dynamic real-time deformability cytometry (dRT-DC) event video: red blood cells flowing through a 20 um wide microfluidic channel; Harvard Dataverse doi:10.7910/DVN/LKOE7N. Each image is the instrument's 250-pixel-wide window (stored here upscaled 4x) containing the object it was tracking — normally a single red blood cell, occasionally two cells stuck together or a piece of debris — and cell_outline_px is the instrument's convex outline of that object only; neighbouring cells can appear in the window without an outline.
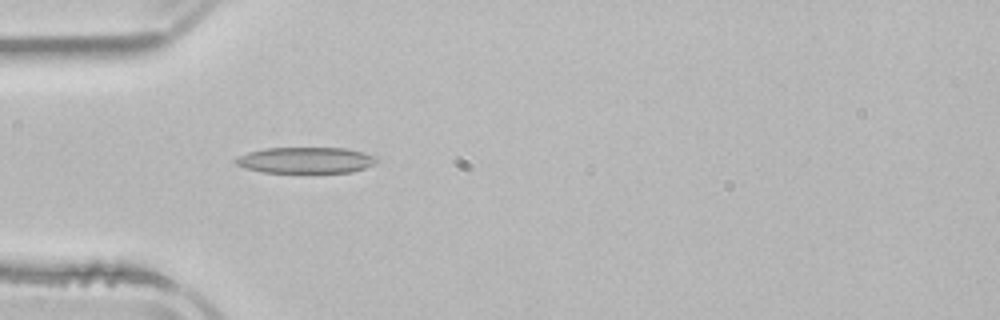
{"species": "common noctule bat (a hibernating species)", "species_latin": "Nyctalus noctula", "temperature_condition": "room temperature", "stored_images_in_passage": 4, "camera_frame_rate_fps": 3000, "um_per_image_px": 0.085, "animal": {"sex": "male", "body_mass_g": 21.5, "forearm_length_mm": 52.0}, "frame": {"image": 1, "passage_image": 4, "time_ms": 5.667, "image_size_px": [1000, 320], "cell_outline_px": [[380, 160], [376, 164], [352, 172], [264, 172], [244, 168], [236, 164], [232, 160], [248, 152], [264, 148], [344, 148], [376, 156]], "centroid_in_image_um": [25.99, 13.61], "position_along_channel_um": 59.0, "area_um2": 21.39}}